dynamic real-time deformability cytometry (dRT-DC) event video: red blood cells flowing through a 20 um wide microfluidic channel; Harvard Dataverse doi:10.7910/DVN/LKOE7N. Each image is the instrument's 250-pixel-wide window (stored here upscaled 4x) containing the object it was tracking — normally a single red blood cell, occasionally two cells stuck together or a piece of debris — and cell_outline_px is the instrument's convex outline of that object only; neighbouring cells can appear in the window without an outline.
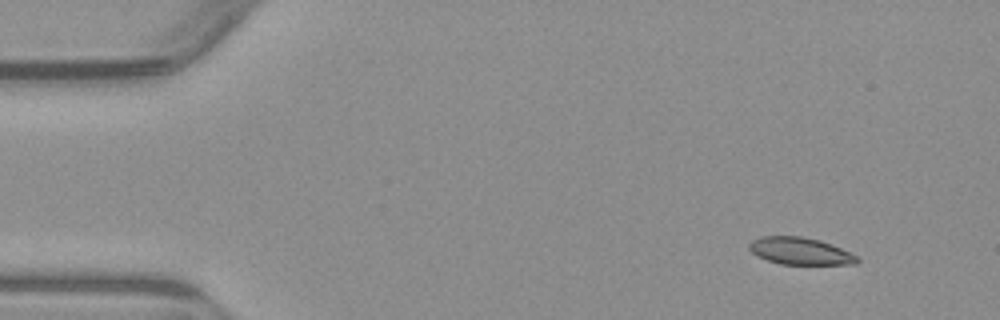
{"species": "common noctule bat (a hibernating species)", "species_latin": "Nyctalus noctula", "temperature_condition": "warm", "stored_images_in_passage": 6, "segment_of_instrument_passage": [2, 2], "camera_frame_rate_fps": 3000, "um_per_image_px": 0.085, "animal": {"sex": "male", "body_mass_g": 23.1, "forearm_length_mm": 52.7}, "frame": {"image": 1, "passage_image": 6, "time_ms": 7.0, "image_size_px": [1000, 320], "cell_outline_px": [[860, 260], [856, 264], [780, 264], [756, 256], [748, 248], [748, 244], [752, 240], [760, 236], [800, 236], [820, 240], [860, 256]], "centroid_in_image_um": [68.01, 21.34], "position_along_channel_um": 17.0, "area_um2": 17.17}}